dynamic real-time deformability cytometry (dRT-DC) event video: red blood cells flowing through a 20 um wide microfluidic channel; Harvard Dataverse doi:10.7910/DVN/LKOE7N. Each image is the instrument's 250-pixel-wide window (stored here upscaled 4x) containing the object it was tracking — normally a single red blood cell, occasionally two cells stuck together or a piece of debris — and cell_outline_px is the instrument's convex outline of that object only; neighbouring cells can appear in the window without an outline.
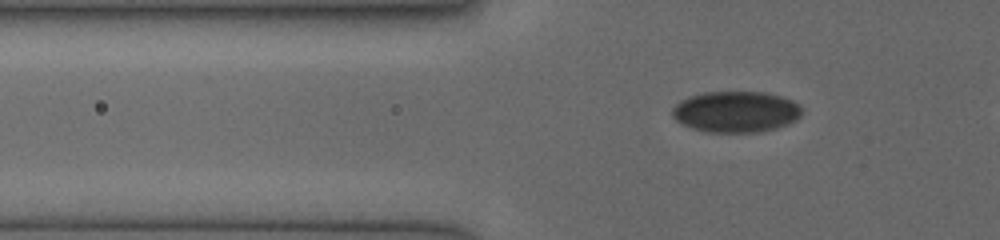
{"species": "human", "species_latin": "Homo sapiens", "temperature_condition": "cold", "stored_images_in_passage": 44, "camera_frame_rate_fps": 3000, "um_per_image_px": 0.085, "donor": {"sex": "female"}, "frame": {"image": 1, "passage_image": 16, "time_ms": 5.667, "image_size_px": [1000, 240], "cell_outline_px": [[800, 116], [796, 120], [788, 124], [776, 128], [760, 132], [708, 132], [692, 128], [676, 120], [672, 116], [672, 108], [680, 100], [688, 96], [704, 92], [764, 92], [780, 96], [792, 100], [800, 108]], "centroid_in_image_um": [62.52, 9.5], "position_along_channel_um": 63.3, "area_um2": 30.98}}
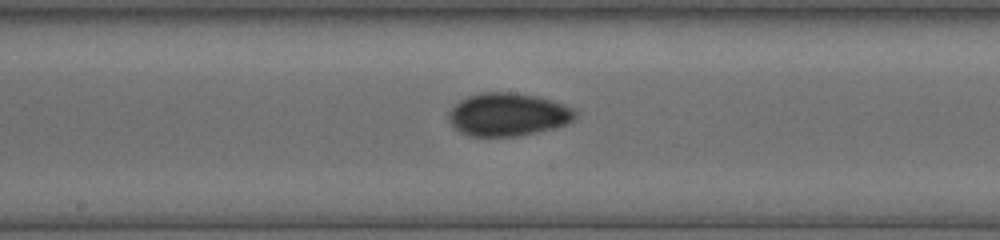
{"frame": {"image": 2, "passage_image": 29, "time_ms": 9.333, "image_size_px": [1000, 240], "cell_outline_px": [[576, 116], [568, 124], [536, 132], [516, 136], [468, 136], [460, 132], [448, 120], [448, 112], [460, 100], [468, 96], [484, 92], [512, 92], [536, 96], [564, 104], [572, 108], [576, 112]], "centroid_in_image_um": [43.16, 9.73], "position_along_channel_um": 205.0, "area_um2": 31.56}}
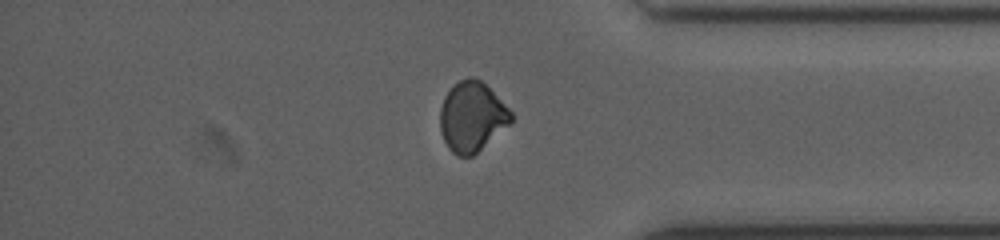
{"frame": {"image": 3, "passage_image": 39, "time_ms": 14.0, "image_size_px": [1000, 240], "cell_outline_px": [[512, 124], [472, 156], [456, 156], [448, 148], [444, 140], [440, 128], [440, 108], [444, 96], [460, 80], [468, 76], [472, 76], [480, 80], [512, 112]], "centroid_in_image_um": [40.12, 9.95], "position_along_channel_um": 395.1, "area_um2": 28.78}}